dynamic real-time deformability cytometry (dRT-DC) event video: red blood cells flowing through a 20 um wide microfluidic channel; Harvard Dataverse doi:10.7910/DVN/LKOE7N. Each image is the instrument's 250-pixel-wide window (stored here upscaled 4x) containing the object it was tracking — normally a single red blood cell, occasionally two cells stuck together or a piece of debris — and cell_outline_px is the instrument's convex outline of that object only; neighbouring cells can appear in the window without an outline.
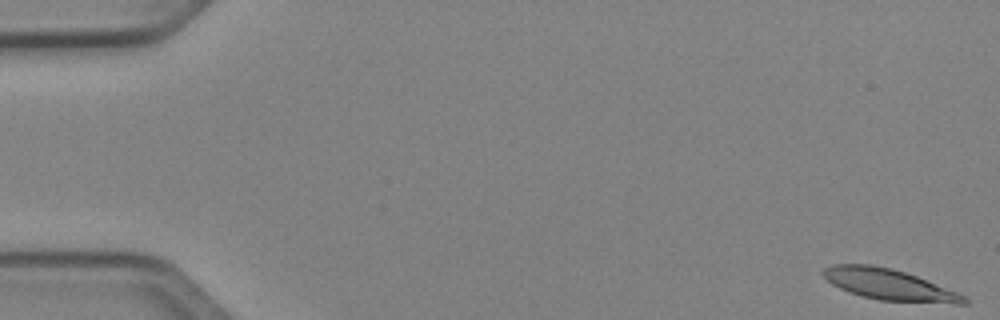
{"species": "Egyptian fruit bat (a non-hibernating species)", "species_latin": "Rousettus aegyptiacus", "temperature_condition": "cold", "stored_images_in_passage": 51, "camera_frame_rate_fps": 3000, "um_per_image_px": 0.085, "animal": {"sex": "female"}, "frame": {"image": 1, "passage_image": 1, "time_ms": 0.0, "image_size_px": [1000, 320], "cell_outline_px": [[968, 304], [956, 304], [880, 300], [860, 296], [848, 292], [832, 284], [820, 272], [824, 268], [832, 264], [872, 264], [892, 268], [916, 276], [960, 292], [968, 296]], "centroid_in_image_um": [75.61, 24.19], "position_along_channel_um": 9.4, "area_um2": 25.78}}
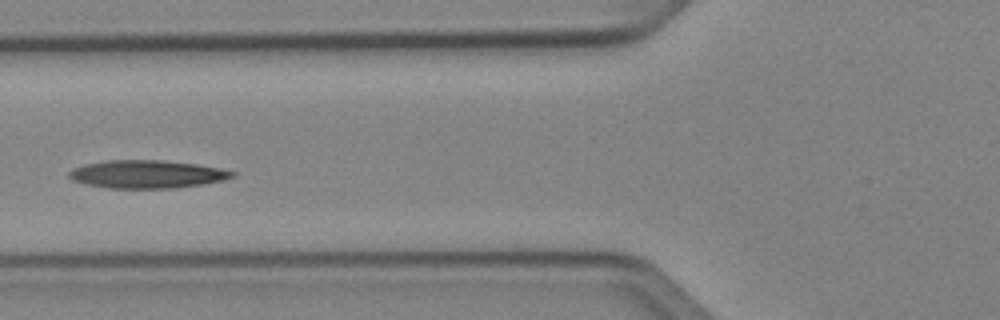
{"frame": {"image": 2, "passage_image": 20, "time_ms": 6.333, "image_size_px": [1000, 320], "cell_outline_px": [[236, 176], [224, 180], [204, 184], [176, 188], [108, 188], [88, 184], [72, 180], [68, 176], [68, 172], [72, 168], [84, 164], [104, 160], [164, 160], [200, 164], [220, 168], [236, 172]], "centroid_in_image_um": [12.52, 14.8], "position_along_channel_um": 113.3, "area_um2": 26.93}}
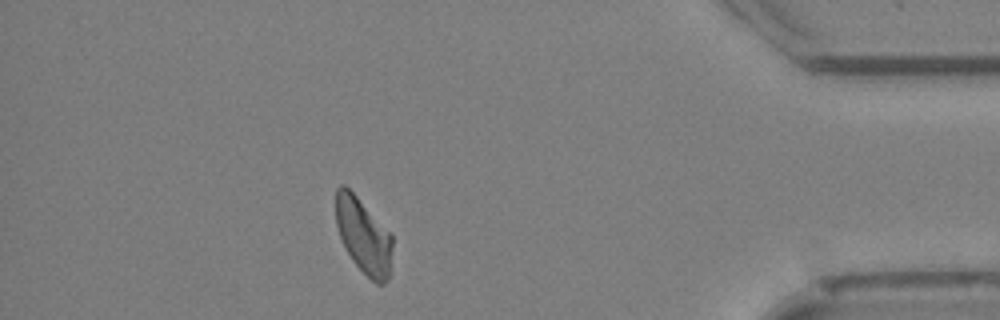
{"frame": {"image": 3, "passage_image": 45, "time_ms": 14.667, "image_size_px": [1000, 320], "cell_outline_px": [[392, 248], [388, 280], [384, 284], [376, 284], [352, 260], [340, 236], [336, 224], [336, 188], [340, 184], [344, 184], [356, 196], [392, 236]], "centroid_in_image_um": [30.88, 20.05], "position_along_channel_um": 404.3, "area_um2": 24.16}, "authors_computed_cell_mechanics": {"area_um2": 25.9522, "velocity_mm_per_s": 3.9975, "shape_relaxation_time_tau1_ms": 7.0978, "shape_relaxation_time_tau2_ms": 3.8908, "deformation_change_tau1": 0.2007, "deformation_change_tau2": 0.1206}}